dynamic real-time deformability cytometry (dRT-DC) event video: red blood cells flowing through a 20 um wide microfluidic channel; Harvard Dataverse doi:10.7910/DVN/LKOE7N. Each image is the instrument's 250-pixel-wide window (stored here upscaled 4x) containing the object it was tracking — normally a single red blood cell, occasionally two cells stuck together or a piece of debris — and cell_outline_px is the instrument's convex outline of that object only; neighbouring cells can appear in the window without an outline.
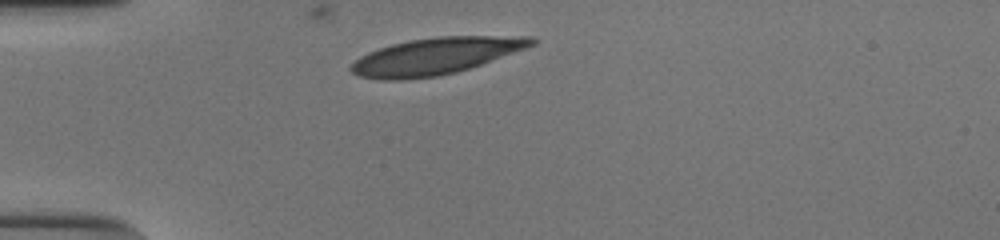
{"species": "human", "species_latin": "Homo sapiens", "temperature_condition": "cold", "stored_images_in_passage": 30, "camera_frame_rate_fps": 3000, "um_per_image_px": 0.085, "donor": {"sex": "male"}, "frame": {"image": 1, "passage_image": 1, "time_ms": 0.0, "image_size_px": [1000, 240], "cell_outline_px": [[536, 44], [480, 64], [456, 72], [436, 76], [400, 80], [380, 80], [360, 76], [352, 72], [348, 68], [360, 56], [368, 52], [392, 44], [412, 40], [436, 36], [488, 36], [536, 40]], "centroid_in_image_um": [36.88, 4.79], "position_along_channel_um": 48.1, "area_um2": 37.57}}
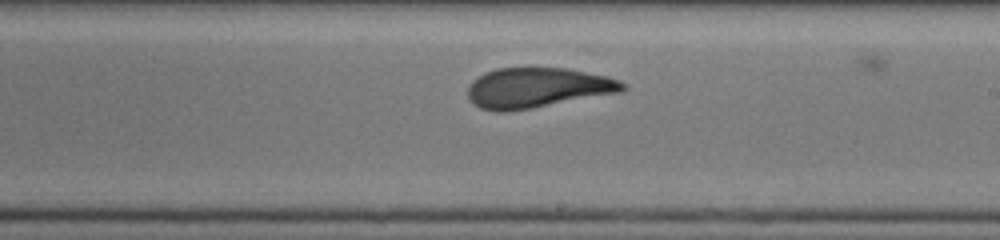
{"frame": {"image": 2, "passage_image": 18, "time_ms": 5.667, "image_size_px": [1000, 240], "cell_outline_px": [[628, 88], [620, 92], [532, 108], [504, 112], [496, 112], [480, 108], [472, 104], [468, 96], [468, 88], [472, 80], [496, 68], [564, 68], [604, 76], [620, 80]], "centroid_in_image_um": [45.64, 7.47], "position_along_channel_um": 243.4, "area_um2": 35.89}}
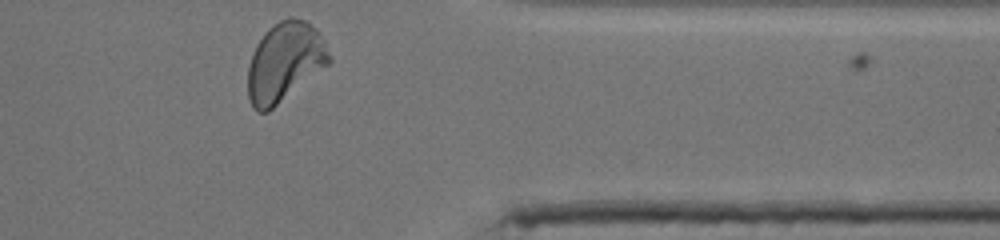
{"frame": {"image": 3, "passage_image": 30, "time_ms": 9.667, "image_size_px": [1000, 240], "cell_outline_px": [[332, 60], [328, 64], [268, 112], [256, 112], [252, 108], [248, 96], [248, 68], [256, 44], [264, 32], [268, 28], [280, 20], [288, 16], [292, 16], [308, 20], [320, 32], [332, 56]], "centroid_in_image_um": [24.21, 5.24], "position_along_channel_um": 387.2, "area_um2": 37.74}, "authors_computed_cell_mechanics": {"area_um2": 36.6452, "velocity_mm_per_s": 3.8577, "shape_relaxation_time_tau1_ms": 8.4654, "shape_relaxation_time_tau2_ms": null, "deformation_change_tau1": 0.2227, "deformation_change_tau2": null}}